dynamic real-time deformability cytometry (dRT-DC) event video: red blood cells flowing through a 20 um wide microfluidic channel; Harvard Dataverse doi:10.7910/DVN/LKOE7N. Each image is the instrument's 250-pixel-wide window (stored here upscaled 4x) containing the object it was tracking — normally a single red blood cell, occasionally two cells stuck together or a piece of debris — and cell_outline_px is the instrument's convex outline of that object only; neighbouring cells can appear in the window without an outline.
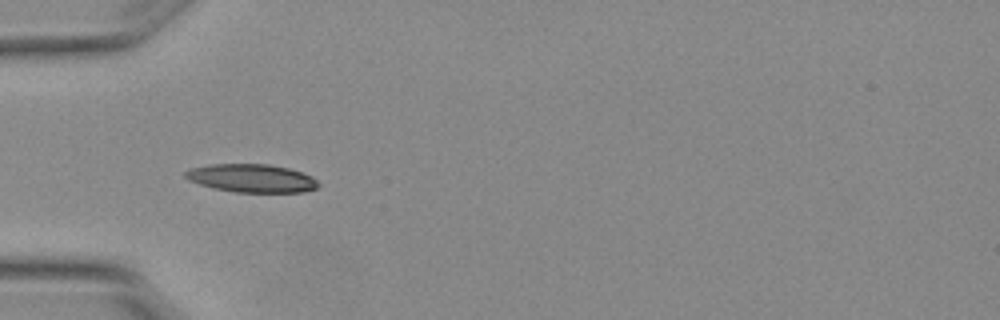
{"species": "Egyptian fruit bat (a non-hibernating species)", "species_latin": "Rousettus aegyptiacus", "temperature_condition": "warm", "stored_images_in_passage": 2, "camera_frame_rate_fps": 3000, "um_per_image_px": 0.085, "animal": {"sex": "female"}, "frame": {"image": 1, "passage_image": 1, "time_ms": 0.0, "image_size_px": [1000, 320], "cell_outline_px": [[320, 184], [316, 188], [304, 192], [236, 192], [212, 188], [188, 180], [184, 176], [184, 172], [192, 168], [212, 164], [268, 164], [288, 168], [312, 176]], "centroid_in_image_um": [21.39, 15.15], "position_along_channel_um": 63.6, "area_um2": 21.79}}
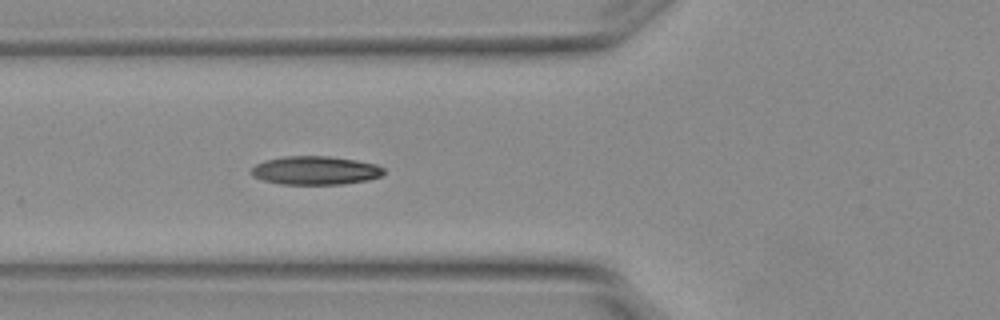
{"frame": {"image": 2, "passage_image": 2, "time_ms": 0.333, "image_size_px": [1000, 320], "cell_outline_px": [[384, 172], [380, 176], [368, 180], [340, 184], [280, 184], [264, 180], [252, 176], [252, 168], [256, 164], [264, 160], [284, 156], [328, 156], [356, 160], [376, 164], [384, 168]], "centroid_in_image_um": [26.8, 14.48], "position_along_channel_um": 99.0, "area_um2": 21.96}}